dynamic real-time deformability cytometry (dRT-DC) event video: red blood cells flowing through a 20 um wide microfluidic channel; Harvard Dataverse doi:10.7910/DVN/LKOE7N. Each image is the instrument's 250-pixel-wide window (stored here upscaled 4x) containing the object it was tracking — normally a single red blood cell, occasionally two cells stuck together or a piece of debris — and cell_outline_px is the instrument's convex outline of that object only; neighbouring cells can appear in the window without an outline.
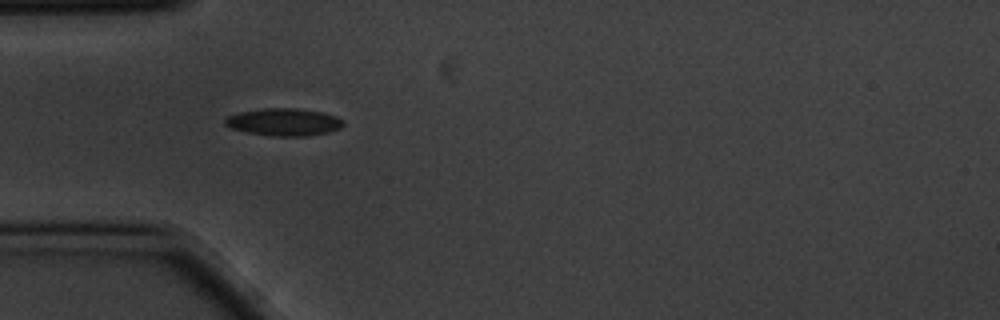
{"species": "common noctule bat (a hibernating species)", "species_latin": "Nyctalus noctula", "temperature_condition": "cold", "stored_images_in_passage": 2, "camera_frame_rate_fps": 3000, "um_per_image_px": 0.085, "animal": {"sex": "male", "body_mass_g": 20.1, "forearm_length_mm": 53.5}, "frame": {"image": 1, "passage_image": 1, "time_ms": 0.0, "image_size_px": [1000, 320], "cell_outline_px": [[344, 124], [340, 128], [328, 132], [308, 136], [272, 136], [248, 132], [232, 128], [224, 124], [224, 120], [228, 116], [240, 112], [264, 108], [296, 108], [320, 112], [336, 116], [344, 120]], "centroid_in_image_um": [24.15, 10.37], "position_along_channel_um": 60.9, "area_um2": 18.79}}